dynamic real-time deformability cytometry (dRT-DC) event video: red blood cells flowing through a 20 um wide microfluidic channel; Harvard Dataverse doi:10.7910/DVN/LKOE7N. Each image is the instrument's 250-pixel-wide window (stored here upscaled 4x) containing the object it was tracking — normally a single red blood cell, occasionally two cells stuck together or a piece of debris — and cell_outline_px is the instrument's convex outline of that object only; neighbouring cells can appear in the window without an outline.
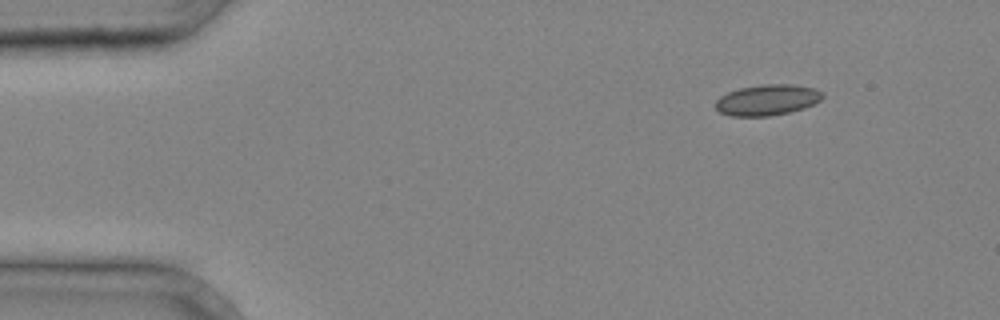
{"species": "common noctule bat (a hibernating species)", "species_latin": "Nyctalus noctula", "temperature_condition": "cold", "stored_images_in_passage": 4, "segment_of_instrument_passage": [2, 2], "camera_frame_rate_fps": 3000, "um_per_image_px": 0.085, "animal": {"sex": "male", "body_mass_g": 20.4}, "frame": {"image": 1, "passage_image": 4, "time_ms": 1.0, "image_size_px": [1000, 320], "cell_outline_px": [[824, 96], [820, 100], [804, 108], [788, 112], [768, 116], [732, 116], [720, 112], [716, 108], [716, 100], [720, 96], [728, 92], [740, 88], [760, 84], [792, 84], [816, 88], [824, 92]], "centroid_in_image_um": [65.24, 8.48], "position_along_channel_um": 19.8, "area_um2": 19.25}}